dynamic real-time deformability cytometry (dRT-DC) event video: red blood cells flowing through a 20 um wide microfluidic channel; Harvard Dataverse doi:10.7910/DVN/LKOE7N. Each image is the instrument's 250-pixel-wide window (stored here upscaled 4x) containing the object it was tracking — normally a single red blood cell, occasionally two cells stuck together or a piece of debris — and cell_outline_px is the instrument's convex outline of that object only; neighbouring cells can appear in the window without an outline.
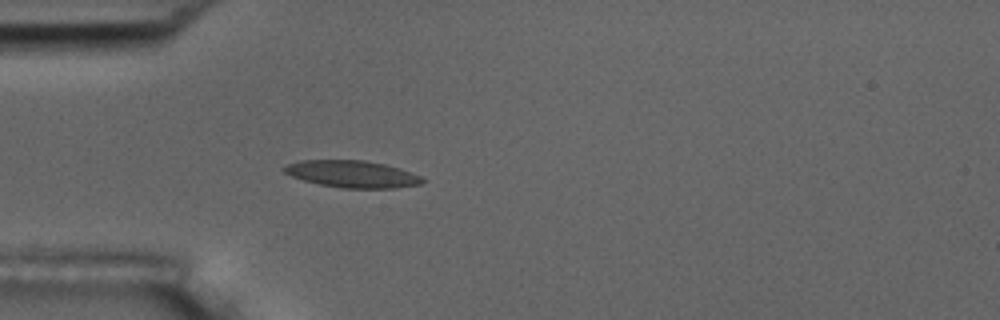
{"species": "common noctule bat (a hibernating species)", "species_latin": "Nyctalus noctula", "temperature_condition": "room temperature", "stored_images_in_passage": 5, "camera_frame_rate_fps": 3000, "um_per_image_px": 0.085, "animal": {"sex": "male", "body_mass_g": 17.5, "forearm_length_mm": 52.3}, "frame": {"image": 1, "passage_image": 5, "time_ms": 4.667, "image_size_px": [1000, 320], "cell_outline_px": [[424, 180], [420, 184], [396, 188], [344, 188], [320, 184], [304, 180], [292, 176], [284, 172], [280, 168], [288, 164], [300, 160], [364, 160], [384, 164], [400, 168], [420, 176]], "centroid_in_image_um": [29.92, 14.79], "position_along_channel_um": 55.1, "area_um2": 21.62}}